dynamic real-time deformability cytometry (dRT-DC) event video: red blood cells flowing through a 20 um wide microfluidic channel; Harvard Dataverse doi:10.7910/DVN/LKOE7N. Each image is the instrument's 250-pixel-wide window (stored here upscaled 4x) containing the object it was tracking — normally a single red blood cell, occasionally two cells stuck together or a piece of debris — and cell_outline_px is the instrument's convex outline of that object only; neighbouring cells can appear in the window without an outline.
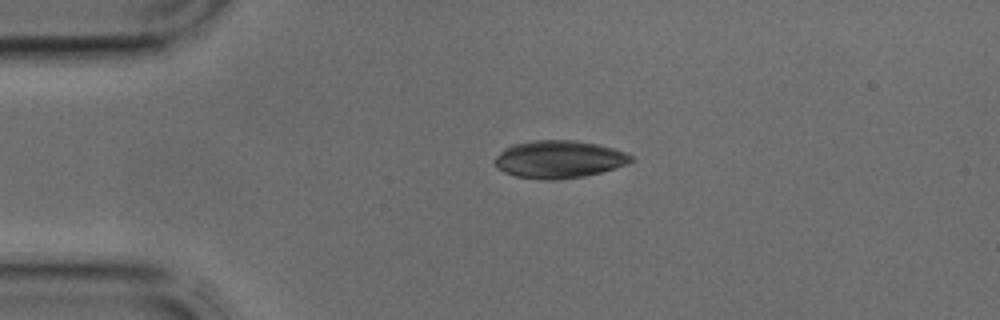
{"species": "common noctule bat (a hibernating species)", "species_latin": "Nyctalus noctula", "temperature_condition": "cold", "stored_images_in_passage": 4, "camera_frame_rate_fps": 3000, "um_per_image_px": 0.085, "animal": {"sex": "male", "body_mass_g": 17.9, "forearm_length_mm": 54.2}, "frame": {"image": 1, "passage_image": 3, "time_ms": 0.667, "image_size_px": [1000, 320], "cell_outline_px": [[636, 160], [628, 164], [600, 172], [584, 176], [556, 180], [544, 180], [516, 176], [504, 172], [496, 168], [492, 160], [504, 148], [512, 144], [532, 140], [576, 140], [596, 144], [612, 148], [624, 152], [632, 156]], "centroid_in_image_um": [47.48, 13.54], "position_along_channel_um": 37.5, "area_um2": 30.06}}
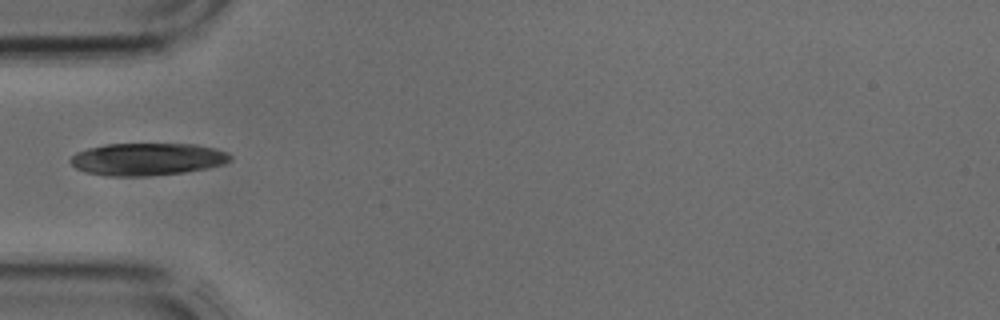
{"frame": {"image": 2, "passage_image": 4, "time_ms": 1.0, "image_size_px": [1000, 320], "cell_outline_px": [[232, 160], [224, 164], [208, 168], [184, 172], [148, 176], [104, 176], [84, 172], [76, 168], [68, 160], [76, 152], [88, 148], [104, 144], [196, 144], [216, 148], [228, 152], [232, 156]], "centroid_in_image_um": [12.53, 13.53], "position_along_channel_um": 72.5, "area_um2": 30.52}}